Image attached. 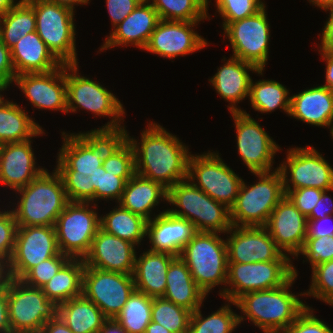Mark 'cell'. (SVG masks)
Returning <instances> with one entry per match:
<instances>
[{
  "mask_svg": "<svg viewBox=\"0 0 333 333\" xmlns=\"http://www.w3.org/2000/svg\"><path fill=\"white\" fill-rule=\"evenodd\" d=\"M0 333H11L8 316L7 288L0 290Z\"/></svg>",
  "mask_w": 333,
  "mask_h": 333,
  "instance_id": "cell-57",
  "label": "cell"
},
{
  "mask_svg": "<svg viewBox=\"0 0 333 333\" xmlns=\"http://www.w3.org/2000/svg\"><path fill=\"white\" fill-rule=\"evenodd\" d=\"M15 69L11 58V49L0 40V88L4 91L14 82Z\"/></svg>",
  "mask_w": 333,
  "mask_h": 333,
  "instance_id": "cell-53",
  "label": "cell"
},
{
  "mask_svg": "<svg viewBox=\"0 0 333 333\" xmlns=\"http://www.w3.org/2000/svg\"><path fill=\"white\" fill-rule=\"evenodd\" d=\"M167 202L182 209L167 211L190 221L196 231L220 234L232 227L230 209L196 187L188 178L168 189Z\"/></svg>",
  "mask_w": 333,
  "mask_h": 333,
  "instance_id": "cell-5",
  "label": "cell"
},
{
  "mask_svg": "<svg viewBox=\"0 0 333 333\" xmlns=\"http://www.w3.org/2000/svg\"><path fill=\"white\" fill-rule=\"evenodd\" d=\"M264 5L261 0H216L217 10L224 19L223 29L231 22L256 14Z\"/></svg>",
  "mask_w": 333,
  "mask_h": 333,
  "instance_id": "cell-45",
  "label": "cell"
},
{
  "mask_svg": "<svg viewBox=\"0 0 333 333\" xmlns=\"http://www.w3.org/2000/svg\"><path fill=\"white\" fill-rule=\"evenodd\" d=\"M127 133L124 130L123 135L133 146L136 174L158 182L167 189L188 178L191 153L176 136L151 122L142 131L140 144Z\"/></svg>",
  "mask_w": 333,
  "mask_h": 333,
  "instance_id": "cell-2",
  "label": "cell"
},
{
  "mask_svg": "<svg viewBox=\"0 0 333 333\" xmlns=\"http://www.w3.org/2000/svg\"><path fill=\"white\" fill-rule=\"evenodd\" d=\"M15 74L48 72L62 63L52 54L36 31L28 33L11 48Z\"/></svg>",
  "mask_w": 333,
  "mask_h": 333,
  "instance_id": "cell-30",
  "label": "cell"
},
{
  "mask_svg": "<svg viewBox=\"0 0 333 333\" xmlns=\"http://www.w3.org/2000/svg\"><path fill=\"white\" fill-rule=\"evenodd\" d=\"M192 312L162 297L153 298L151 321L162 325L171 333H189Z\"/></svg>",
  "mask_w": 333,
  "mask_h": 333,
  "instance_id": "cell-42",
  "label": "cell"
},
{
  "mask_svg": "<svg viewBox=\"0 0 333 333\" xmlns=\"http://www.w3.org/2000/svg\"><path fill=\"white\" fill-rule=\"evenodd\" d=\"M188 179L229 209L234 205L243 182V179L222 161L218 153L211 151L202 155L189 156Z\"/></svg>",
  "mask_w": 333,
  "mask_h": 333,
  "instance_id": "cell-13",
  "label": "cell"
},
{
  "mask_svg": "<svg viewBox=\"0 0 333 333\" xmlns=\"http://www.w3.org/2000/svg\"><path fill=\"white\" fill-rule=\"evenodd\" d=\"M312 311L311 307L307 306L283 333H333V330Z\"/></svg>",
  "mask_w": 333,
  "mask_h": 333,
  "instance_id": "cell-50",
  "label": "cell"
},
{
  "mask_svg": "<svg viewBox=\"0 0 333 333\" xmlns=\"http://www.w3.org/2000/svg\"><path fill=\"white\" fill-rule=\"evenodd\" d=\"M31 140L0 145V182L10 189L27 186L44 168H36Z\"/></svg>",
  "mask_w": 333,
  "mask_h": 333,
  "instance_id": "cell-24",
  "label": "cell"
},
{
  "mask_svg": "<svg viewBox=\"0 0 333 333\" xmlns=\"http://www.w3.org/2000/svg\"><path fill=\"white\" fill-rule=\"evenodd\" d=\"M135 173H111L106 172L101 166L100 187H97L94 192V199H116L120 201L126 182Z\"/></svg>",
  "mask_w": 333,
  "mask_h": 333,
  "instance_id": "cell-47",
  "label": "cell"
},
{
  "mask_svg": "<svg viewBox=\"0 0 333 333\" xmlns=\"http://www.w3.org/2000/svg\"><path fill=\"white\" fill-rule=\"evenodd\" d=\"M236 127L237 149L251 173L270 172L280 147L246 111L231 113Z\"/></svg>",
  "mask_w": 333,
  "mask_h": 333,
  "instance_id": "cell-18",
  "label": "cell"
},
{
  "mask_svg": "<svg viewBox=\"0 0 333 333\" xmlns=\"http://www.w3.org/2000/svg\"><path fill=\"white\" fill-rule=\"evenodd\" d=\"M84 260L70 258L41 289L57 305L82 295Z\"/></svg>",
  "mask_w": 333,
  "mask_h": 333,
  "instance_id": "cell-35",
  "label": "cell"
},
{
  "mask_svg": "<svg viewBox=\"0 0 333 333\" xmlns=\"http://www.w3.org/2000/svg\"><path fill=\"white\" fill-rule=\"evenodd\" d=\"M153 298L134 290L115 320L128 333H145L151 322Z\"/></svg>",
  "mask_w": 333,
  "mask_h": 333,
  "instance_id": "cell-39",
  "label": "cell"
},
{
  "mask_svg": "<svg viewBox=\"0 0 333 333\" xmlns=\"http://www.w3.org/2000/svg\"><path fill=\"white\" fill-rule=\"evenodd\" d=\"M123 135L119 131L62 133L57 168L70 202H93L100 187L101 166L108 149Z\"/></svg>",
  "mask_w": 333,
  "mask_h": 333,
  "instance_id": "cell-1",
  "label": "cell"
},
{
  "mask_svg": "<svg viewBox=\"0 0 333 333\" xmlns=\"http://www.w3.org/2000/svg\"><path fill=\"white\" fill-rule=\"evenodd\" d=\"M264 227L283 253L300 255L307 238V218L286 196L273 209Z\"/></svg>",
  "mask_w": 333,
  "mask_h": 333,
  "instance_id": "cell-22",
  "label": "cell"
},
{
  "mask_svg": "<svg viewBox=\"0 0 333 333\" xmlns=\"http://www.w3.org/2000/svg\"><path fill=\"white\" fill-rule=\"evenodd\" d=\"M57 315L73 333H99L108 319L92 301L83 295L59 304Z\"/></svg>",
  "mask_w": 333,
  "mask_h": 333,
  "instance_id": "cell-33",
  "label": "cell"
},
{
  "mask_svg": "<svg viewBox=\"0 0 333 333\" xmlns=\"http://www.w3.org/2000/svg\"><path fill=\"white\" fill-rule=\"evenodd\" d=\"M176 256L148 250L135 258L133 279L135 289L149 297H163L166 291V276L171 261Z\"/></svg>",
  "mask_w": 333,
  "mask_h": 333,
  "instance_id": "cell-29",
  "label": "cell"
},
{
  "mask_svg": "<svg viewBox=\"0 0 333 333\" xmlns=\"http://www.w3.org/2000/svg\"><path fill=\"white\" fill-rule=\"evenodd\" d=\"M135 290L133 275L85 266L82 295L108 318H115Z\"/></svg>",
  "mask_w": 333,
  "mask_h": 333,
  "instance_id": "cell-15",
  "label": "cell"
},
{
  "mask_svg": "<svg viewBox=\"0 0 333 333\" xmlns=\"http://www.w3.org/2000/svg\"><path fill=\"white\" fill-rule=\"evenodd\" d=\"M134 246L135 244L129 241L99 229L89 253L83 258L85 266L132 275L136 258Z\"/></svg>",
  "mask_w": 333,
  "mask_h": 333,
  "instance_id": "cell-23",
  "label": "cell"
},
{
  "mask_svg": "<svg viewBox=\"0 0 333 333\" xmlns=\"http://www.w3.org/2000/svg\"><path fill=\"white\" fill-rule=\"evenodd\" d=\"M311 269L313 275L310 289L299 295H311L333 306V260L316 265Z\"/></svg>",
  "mask_w": 333,
  "mask_h": 333,
  "instance_id": "cell-44",
  "label": "cell"
},
{
  "mask_svg": "<svg viewBox=\"0 0 333 333\" xmlns=\"http://www.w3.org/2000/svg\"><path fill=\"white\" fill-rule=\"evenodd\" d=\"M10 280L9 263L5 259L0 258V290L6 289Z\"/></svg>",
  "mask_w": 333,
  "mask_h": 333,
  "instance_id": "cell-60",
  "label": "cell"
},
{
  "mask_svg": "<svg viewBox=\"0 0 333 333\" xmlns=\"http://www.w3.org/2000/svg\"><path fill=\"white\" fill-rule=\"evenodd\" d=\"M322 192L323 190L318 188L306 187L291 189L285 196L307 218L321 198Z\"/></svg>",
  "mask_w": 333,
  "mask_h": 333,
  "instance_id": "cell-51",
  "label": "cell"
},
{
  "mask_svg": "<svg viewBox=\"0 0 333 333\" xmlns=\"http://www.w3.org/2000/svg\"><path fill=\"white\" fill-rule=\"evenodd\" d=\"M89 202H69L55 222L57 244L62 254L83 259L100 229V217Z\"/></svg>",
  "mask_w": 333,
  "mask_h": 333,
  "instance_id": "cell-12",
  "label": "cell"
},
{
  "mask_svg": "<svg viewBox=\"0 0 333 333\" xmlns=\"http://www.w3.org/2000/svg\"><path fill=\"white\" fill-rule=\"evenodd\" d=\"M289 115L305 123L333 129V92L324 85L291 96Z\"/></svg>",
  "mask_w": 333,
  "mask_h": 333,
  "instance_id": "cell-28",
  "label": "cell"
},
{
  "mask_svg": "<svg viewBox=\"0 0 333 333\" xmlns=\"http://www.w3.org/2000/svg\"><path fill=\"white\" fill-rule=\"evenodd\" d=\"M179 257L187 264L197 286L206 294L227 283L228 255L218 233L197 231Z\"/></svg>",
  "mask_w": 333,
  "mask_h": 333,
  "instance_id": "cell-6",
  "label": "cell"
},
{
  "mask_svg": "<svg viewBox=\"0 0 333 333\" xmlns=\"http://www.w3.org/2000/svg\"><path fill=\"white\" fill-rule=\"evenodd\" d=\"M197 23L160 20L144 50L171 59L203 49L208 43L194 32Z\"/></svg>",
  "mask_w": 333,
  "mask_h": 333,
  "instance_id": "cell-21",
  "label": "cell"
},
{
  "mask_svg": "<svg viewBox=\"0 0 333 333\" xmlns=\"http://www.w3.org/2000/svg\"><path fill=\"white\" fill-rule=\"evenodd\" d=\"M326 10H330V15L322 32V45H320L319 51L333 53V6Z\"/></svg>",
  "mask_w": 333,
  "mask_h": 333,
  "instance_id": "cell-56",
  "label": "cell"
},
{
  "mask_svg": "<svg viewBox=\"0 0 333 333\" xmlns=\"http://www.w3.org/2000/svg\"><path fill=\"white\" fill-rule=\"evenodd\" d=\"M69 259L66 254L55 255L31 268L20 280L29 286L42 288Z\"/></svg>",
  "mask_w": 333,
  "mask_h": 333,
  "instance_id": "cell-46",
  "label": "cell"
},
{
  "mask_svg": "<svg viewBox=\"0 0 333 333\" xmlns=\"http://www.w3.org/2000/svg\"><path fill=\"white\" fill-rule=\"evenodd\" d=\"M326 192L328 191L325 190L322 192L321 198L319 199L318 203H316L311 214L307 217V220L321 219L325 216L333 214V204L330 205V203H333V201L331 200V197L326 195ZM327 203L332 207H330Z\"/></svg>",
  "mask_w": 333,
  "mask_h": 333,
  "instance_id": "cell-55",
  "label": "cell"
},
{
  "mask_svg": "<svg viewBox=\"0 0 333 333\" xmlns=\"http://www.w3.org/2000/svg\"><path fill=\"white\" fill-rule=\"evenodd\" d=\"M168 189L162 184L134 174L125 184L122 197L118 204L137 214L147 221L152 218V208L159 204L161 197L167 201Z\"/></svg>",
  "mask_w": 333,
  "mask_h": 333,
  "instance_id": "cell-32",
  "label": "cell"
},
{
  "mask_svg": "<svg viewBox=\"0 0 333 333\" xmlns=\"http://www.w3.org/2000/svg\"><path fill=\"white\" fill-rule=\"evenodd\" d=\"M0 94V145L22 142L44 134L38 123L17 103L5 101Z\"/></svg>",
  "mask_w": 333,
  "mask_h": 333,
  "instance_id": "cell-34",
  "label": "cell"
},
{
  "mask_svg": "<svg viewBox=\"0 0 333 333\" xmlns=\"http://www.w3.org/2000/svg\"><path fill=\"white\" fill-rule=\"evenodd\" d=\"M322 58L326 61V76L325 87H328L333 92V53L319 51Z\"/></svg>",
  "mask_w": 333,
  "mask_h": 333,
  "instance_id": "cell-59",
  "label": "cell"
},
{
  "mask_svg": "<svg viewBox=\"0 0 333 333\" xmlns=\"http://www.w3.org/2000/svg\"><path fill=\"white\" fill-rule=\"evenodd\" d=\"M150 1L143 0L121 23L112 29L101 50L119 45H134L145 49L152 32L160 21L157 11ZM147 3V4H146Z\"/></svg>",
  "mask_w": 333,
  "mask_h": 333,
  "instance_id": "cell-25",
  "label": "cell"
},
{
  "mask_svg": "<svg viewBox=\"0 0 333 333\" xmlns=\"http://www.w3.org/2000/svg\"><path fill=\"white\" fill-rule=\"evenodd\" d=\"M47 1H50V2H53V3H57V4H60V5H63V6H67L71 9H75L74 5H82V4H88L89 0H47Z\"/></svg>",
  "mask_w": 333,
  "mask_h": 333,
  "instance_id": "cell-62",
  "label": "cell"
},
{
  "mask_svg": "<svg viewBox=\"0 0 333 333\" xmlns=\"http://www.w3.org/2000/svg\"><path fill=\"white\" fill-rule=\"evenodd\" d=\"M14 82L35 108L67 113L65 64L48 72L17 75Z\"/></svg>",
  "mask_w": 333,
  "mask_h": 333,
  "instance_id": "cell-20",
  "label": "cell"
},
{
  "mask_svg": "<svg viewBox=\"0 0 333 333\" xmlns=\"http://www.w3.org/2000/svg\"><path fill=\"white\" fill-rule=\"evenodd\" d=\"M164 299L192 313L202 306L206 294L197 286L187 264L176 256L170 263L166 276Z\"/></svg>",
  "mask_w": 333,
  "mask_h": 333,
  "instance_id": "cell-31",
  "label": "cell"
},
{
  "mask_svg": "<svg viewBox=\"0 0 333 333\" xmlns=\"http://www.w3.org/2000/svg\"><path fill=\"white\" fill-rule=\"evenodd\" d=\"M293 274L281 287L248 292L230 304L240 308L246 318L264 333H283L307 308V305L289 290L298 276L294 266Z\"/></svg>",
  "mask_w": 333,
  "mask_h": 333,
  "instance_id": "cell-3",
  "label": "cell"
},
{
  "mask_svg": "<svg viewBox=\"0 0 333 333\" xmlns=\"http://www.w3.org/2000/svg\"><path fill=\"white\" fill-rule=\"evenodd\" d=\"M77 66L78 64H65L67 113L70 111L75 112L77 108H82L98 116H109L110 118L112 117L110 122L100 129L91 131L124 132L125 127H122L120 122L125 114L123 104L113 93L99 83L77 74ZM68 71L72 73L70 74Z\"/></svg>",
  "mask_w": 333,
  "mask_h": 333,
  "instance_id": "cell-9",
  "label": "cell"
},
{
  "mask_svg": "<svg viewBox=\"0 0 333 333\" xmlns=\"http://www.w3.org/2000/svg\"><path fill=\"white\" fill-rule=\"evenodd\" d=\"M291 261H264L254 263L228 262L227 283L220 296L235 302L243 294L281 287L293 274Z\"/></svg>",
  "mask_w": 333,
  "mask_h": 333,
  "instance_id": "cell-11",
  "label": "cell"
},
{
  "mask_svg": "<svg viewBox=\"0 0 333 333\" xmlns=\"http://www.w3.org/2000/svg\"><path fill=\"white\" fill-rule=\"evenodd\" d=\"M17 227L12 210L0 212V258L8 263L14 251Z\"/></svg>",
  "mask_w": 333,
  "mask_h": 333,
  "instance_id": "cell-49",
  "label": "cell"
},
{
  "mask_svg": "<svg viewBox=\"0 0 333 333\" xmlns=\"http://www.w3.org/2000/svg\"><path fill=\"white\" fill-rule=\"evenodd\" d=\"M14 1L15 0H0V17L17 4Z\"/></svg>",
  "mask_w": 333,
  "mask_h": 333,
  "instance_id": "cell-64",
  "label": "cell"
},
{
  "mask_svg": "<svg viewBox=\"0 0 333 333\" xmlns=\"http://www.w3.org/2000/svg\"><path fill=\"white\" fill-rule=\"evenodd\" d=\"M253 174L259 181L249 187L243 181L230 208L232 226H265L273 209L285 196L278 168L273 172Z\"/></svg>",
  "mask_w": 333,
  "mask_h": 333,
  "instance_id": "cell-7",
  "label": "cell"
},
{
  "mask_svg": "<svg viewBox=\"0 0 333 333\" xmlns=\"http://www.w3.org/2000/svg\"><path fill=\"white\" fill-rule=\"evenodd\" d=\"M35 12L36 32L62 64H78L74 10L47 0H25Z\"/></svg>",
  "mask_w": 333,
  "mask_h": 333,
  "instance_id": "cell-8",
  "label": "cell"
},
{
  "mask_svg": "<svg viewBox=\"0 0 333 333\" xmlns=\"http://www.w3.org/2000/svg\"><path fill=\"white\" fill-rule=\"evenodd\" d=\"M45 169L20 193L18 206L12 209L17 226H54L56 219L70 202L61 176ZM18 207V208H17Z\"/></svg>",
  "mask_w": 333,
  "mask_h": 333,
  "instance_id": "cell-4",
  "label": "cell"
},
{
  "mask_svg": "<svg viewBox=\"0 0 333 333\" xmlns=\"http://www.w3.org/2000/svg\"><path fill=\"white\" fill-rule=\"evenodd\" d=\"M145 333H171V332L169 330H167L165 327H163L162 325L151 321L148 324Z\"/></svg>",
  "mask_w": 333,
  "mask_h": 333,
  "instance_id": "cell-63",
  "label": "cell"
},
{
  "mask_svg": "<svg viewBox=\"0 0 333 333\" xmlns=\"http://www.w3.org/2000/svg\"><path fill=\"white\" fill-rule=\"evenodd\" d=\"M154 217L147 221L146 235L152 245L149 250L179 256L184 246L197 232L194 225L167 210Z\"/></svg>",
  "mask_w": 333,
  "mask_h": 333,
  "instance_id": "cell-26",
  "label": "cell"
},
{
  "mask_svg": "<svg viewBox=\"0 0 333 333\" xmlns=\"http://www.w3.org/2000/svg\"><path fill=\"white\" fill-rule=\"evenodd\" d=\"M313 5L322 8L326 11V9L333 6V0H309Z\"/></svg>",
  "mask_w": 333,
  "mask_h": 333,
  "instance_id": "cell-65",
  "label": "cell"
},
{
  "mask_svg": "<svg viewBox=\"0 0 333 333\" xmlns=\"http://www.w3.org/2000/svg\"><path fill=\"white\" fill-rule=\"evenodd\" d=\"M60 254L54 226H18L9 262L11 278L21 279L41 261Z\"/></svg>",
  "mask_w": 333,
  "mask_h": 333,
  "instance_id": "cell-17",
  "label": "cell"
},
{
  "mask_svg": "<svg viewBox=\"0 0 333 333\" xmlns=\"http://www.w3.org/2000/svg\"><path fill=\"white\" fill-rule=\"evenodd\" d=\"M102 166L106 172L136 173L134 149L124 135L108 149Z\"/></svg>",
  "mask_w": 333,
  "mask_h": 333,
  "instance_id": "cell-43",
  "label": "cell"
},
{
  "mask_svg": "<svg viewBox=\"0 0 333 333\" xmlns=\"http://www.w3.org/2000/svg\"><path fill=\"white\" fill-rule=\"evenodd\" d=\"M245 319L237 315L225 304L208 317H203L200 307L190 317L189 333H232L234 329Z\"/></svg>",
  "mask_w": 333,
  "mask_h": 333,
  "instance_id": "cell-41",
  "label": "cell"
},
{
  "mask_svg": "<svg viewBox=\"0 0 333 333\" xmlns=\"http://www.w3.org/2000/svg\"><path fill=\"white\" fill-rule=\"evenodd\" d=\"M36 31L34 9L25 1L20 0L0 17V40L11 49L16 42L28 33Z\"/></svg>",
  "mask_w": 333,
  "mask_h": 333,
  "instance_id": "cell-37",
  "label": "cell"
},
{
  "mask_svg": "<svg viewBox=\"0 0 333 333\" xmlns=\"http://www.w3.org/2000/svg\"><path fill=\"white\" fill-rule=\"evenodd\" d=\"M287 153V160L278 167L282 174L285 194L292 188L333 190V168L314 147L291 148ZM289 173L290 179L287 175Z\"/></svg>",
  "mask_w": 333,
  "mask_h": 333,
  "instance_id": "cell-14",
  "label": "cell"
},
{
  "mask_svg": "<svg viewBox=\"0 0 333 333\" xmlns=\"http://www.w3.org/2000/svg\"><path fill=\"white\" fill-rule=\"evenodd\" d=\"M11 333H40L42 326L58 314V305L41 288L11 278L7 286Z\"/></svg>",
  "mask_w": 333,
  "mask_h": 333,
  "instance_id": "cell-10",
  "label": "cell"
},
{
  "mask_svg": "<svg viewBox=\"0 0 333 333\" xmlns=\"http://www.w3.org/2000/svg\"><path fill=\"white\" fill-rule=\"evenodd\" d=\"M332 217L328 215L321 219L307 220V238L333 236V225L328 226Z\"/></svg>",
  "mask_w": 333,
  "mask_h": 333,
  "instance_id": "cell-54",
  "label": "cell"
},
{
  "mask_svg": "<svg viewBox=\"0 0 333 333\" xmlns=\"http://www.w3.org/2000/svg\"><path fill=\"white\" fill-rule=\"evenodd\" d=\"M265 7L223 29L233 49L232 56L252 63L258 69H264L269 53L270 30Z\"/></svg>",
  "mask_w": 333,
  "mask_h": 333,
  "instance_id": "cell-16",
  "label": "cell"
},
{
  "mask_svg": "<svg viewBox=\"0 0 333 333\" xmlns=\"http://www.w3.org/2000/svg\"><path fill=\"white\" fill-rule=\"evenodd\" d=\"M99 333H128L114 318L107 319Z\"/></svg>",
  "mask_w": 333,
  "mask_h": 333,
  "instance_id": "cell-61",
  "label": "cell"
},
{
  "mask_svg": "<svg viewBox=\"0 0 333 333\" xmlns=\"http://www.w3.org/2000/svg\"><path fill=\"white\" fill-rule=\"evenodd\" d=\"M208 2V0H152L151 4L160 20L200 22L208 17Z\"/></svg>",
  "mask_w": 333,
  "mask_h": 333,
  "instance_id": "cell-40",
  "label": "cell"
},
{
  "mask_svg": "<svg viewBox=\"0 0 333 333\" xmlns=\"http://www.w3.org/2000/svg\"><path fill=\"white\" fill-rule=\"evenodd\" d=\"M143 0H106L112 26L121 23Z\"/></svg>",
  "mask_w": 333,
  "mask_h": 333,
  "instance_id": "cell-52",
  "label": "cell"
},
{
  "mask_svg": "<svg viewBox=\"0 0 333 333\" xmlns=\"http://www.w3.org/2000/svg\"><path fill=\"white\" fill-rule=\"evenodd\" d=\"M40 333H73V332L57 315L54 319L47 321L42 326Z\"/></svg>",
  "mask_w": 333,
  "mask_h": 333,
  "instance_id": "cell-58",
  "label": "cell"
},
{
  "mask_svg": "<svg viewBox=\"0 0 333 333\" xmlns=\"http://www.w3.org/2000/svg\"><path fill=\"white\" fill-rule=\"evenodd\" d=\"M310 262L311 268L333 260V236L306 238L302 250L299 252Z\"/></svg>",
  "mask_w": 333,
  "mask_h": 333,
  "instance_id": "cell-48",
  "label": "cell"
},
{
  "mask_svg": "<svg viewBox=\"0 0 333 333\" xmlns=\"http://www.w3.org/2000/svg\"><path fill=\"white\" fill-rule=\"evenodd\" d=\"M117 207L100 217V229L132 244L139 245L141 240L147 236V220L123 208L120 204Z\"/></svg>",
  "mask_w": 333,
  "mask_h": 333,
  "instance_id": "cell-36",
  "label": "cell"
},
{
  "mask_svg": "<svg viewBox=\"0 0 333 333\" xmlns=\"http://www.w3.org/2000/svg\"><path fill=\"white\" fill-rule=\"evenodd\" d=\"M249 71L262 75L264 69H258L254 64L232 56L209 80L221 98L231 103L228 107L230 113L243 111L237 108L236 103L249 96L251 82Z\"/></svg>",
  "mask_w": 333,
  "mask_h": 333,
  "instance_id": "cell-27",
  "label": "cell"
},
{
  "mask_svg": "<svg viewBox=\"0 0 333 333\" xmlns=\"http://www.w3.org/2000/svg\"><path fill=\"white\" fill-rule=\"evenodd\" d=\"M288 94L287 88L275 80L253 83L251 79L248 98L255 111L267 113L279 108L289 115L291 97Z\"/></svg>",
  "mask_w": 333,
  "mask_h": 333,
  "instance_id": "cell-38",
  "label": "cell"
},
{
  "mask_svg": "<svg viewBox=\"0 0 333 333\" xmlns=\"http://www.w3.org/2000/svg\"><path fill=\"white\" fill-rule=\"evenodd\" d=\"M227 233L228 262L291 261L264 226H232Z\"/></svg>",
  "mask_w": 333,
  "mask_h": 333,
  "instance_id": "cell-19",
  "label": "cell"
}]
</instances>
